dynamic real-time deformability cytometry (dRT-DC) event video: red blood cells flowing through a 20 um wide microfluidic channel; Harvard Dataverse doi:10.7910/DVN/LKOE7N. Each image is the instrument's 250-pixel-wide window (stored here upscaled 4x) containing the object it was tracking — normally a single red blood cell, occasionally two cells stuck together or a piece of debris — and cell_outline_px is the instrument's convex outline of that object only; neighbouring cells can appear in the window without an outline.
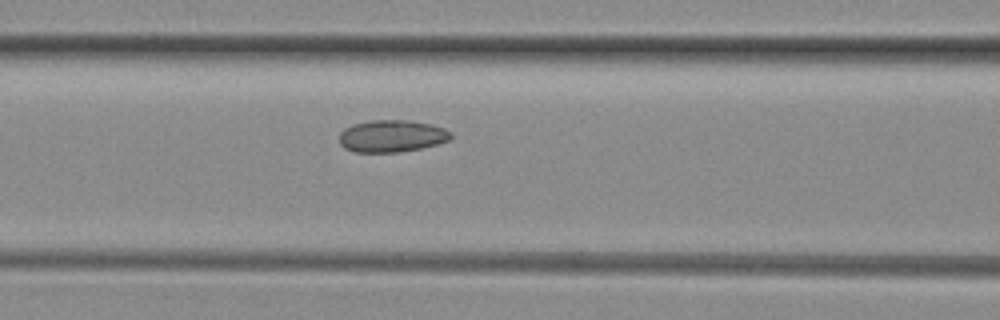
{"species": "common noctule bat (a hibernating species)", "species_latin": "Nyctalus noctula", "temperature_condition": "room temperature", "stored_images_in_passage": 6, "camera_frame_rate_fps": 3000, "um_per_image_px": 0.085, "animal": {"sex": "female", "body_mass_g": 29.2, "forearm_length_mm": 56.3}, "frame": {"image": 1, "passage_image": 6, "time_ms": 1.667, "image_size_px": [1000, 320], "cell_outline_px": [[452, 136], [448, 140], [436, 144], [420, 148], [396, 152], [352, 152], [344, 148], [340, 144], [340, 132], [344, 128], [352, 124], [372, 120], [404, 120], [432, 124], [444, 128], [452, 132]], "centroid_in_image_um": [33.27, 11.56], "position_along_channel_um": 133.3, "area_um2": 20.87}}